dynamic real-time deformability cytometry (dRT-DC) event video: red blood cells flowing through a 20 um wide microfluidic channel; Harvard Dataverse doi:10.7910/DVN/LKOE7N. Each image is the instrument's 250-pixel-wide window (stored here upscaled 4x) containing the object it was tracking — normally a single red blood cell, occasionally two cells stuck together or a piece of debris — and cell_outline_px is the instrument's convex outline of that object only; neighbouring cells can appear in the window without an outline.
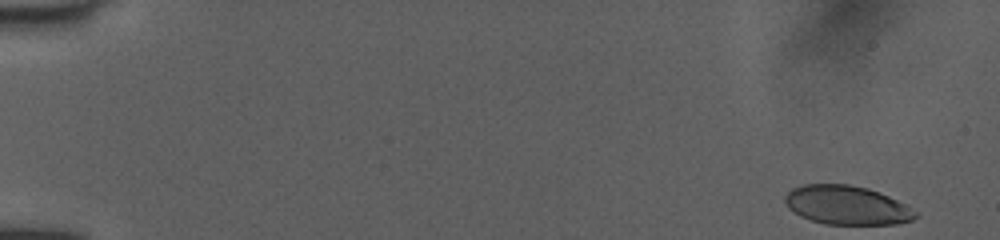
{"species": "human", "species_latin": "Homo sapiens", "temperature_condition": "room temperature", "stored_images_in_passage": 50, "camera_frame_rate_fps": 3000, "um_per_image_px": 0.085, "donor": {"sex": "female"}, "frame": {"image": 1, "passage_image": 1, "time_ms": 0.0, "image_size_px": [1000, 240], "cell_outline_px": [[920, 216], [912, 220], [896, 224], [824, 224], [800, 216], [788, 208], [784, 200], [784, 196], [792, 188], [804, 184], [848, 184], [868, 188], [880, 192], [904, 204], [916, 212]], "centroid_in_image_um": [71.96, 17.44], "position_along_channel_um": 13.0, "area_um2": 29.59}}
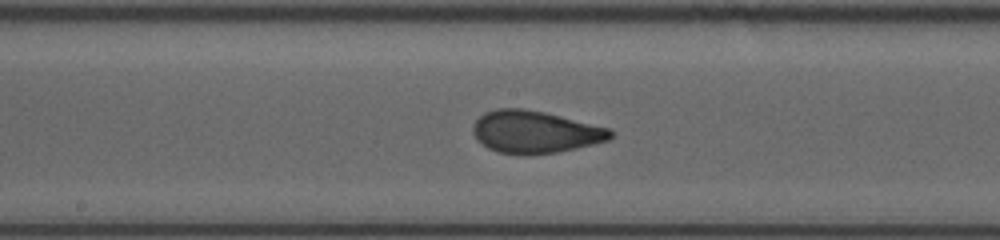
{"frame": {"image": 2, "passage_image": 27, "time_ms": 8.667, "image_size_px": [1000, 240], "cell_outline_px": [[616, 132], [608, 140], [576, 148], [556, 152], [524, 156], [496, 152], [488, 148], [476, 140], [472, 132], [472, 124], [484, 112], [496, 108], [524, 108], [544, 112], [612, 128]], "centroid_in_image_um": [45.46, 11.22], "position_along_channel_um": 202.7, "area_um2": 34.45}}
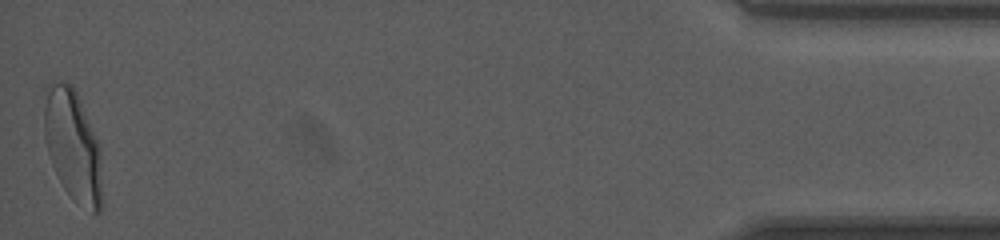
{"frame": {"image": 3, "passage_image": 50, "time_ms": 16.333, "image_size_px": [1000, 240], "cell_outline_px": [[100, 212], [92, 212], [72, 200], [64, 188], [52, 164], [48, 152], [44, 136], [44, 108], [48, 84], [52, 80], [60, 80], [72, 84], [80, 100], [100, 148]], "centroid_in_image_um": [6.15, 12.33], "position_along_channel_um": 429.0, "area_um2": 37.11}, "authors_computed_cell_mechanics": {"area_um2": 33.2061, "velocity_mm_per_s": 4.0316, "shape_relaxation_time_tau1_ms": 5.4895, "shape_relaxation_time_tau2_ms": null, "deformation_change_tau1": 0.2035, "deformation_change_tau2": null}}